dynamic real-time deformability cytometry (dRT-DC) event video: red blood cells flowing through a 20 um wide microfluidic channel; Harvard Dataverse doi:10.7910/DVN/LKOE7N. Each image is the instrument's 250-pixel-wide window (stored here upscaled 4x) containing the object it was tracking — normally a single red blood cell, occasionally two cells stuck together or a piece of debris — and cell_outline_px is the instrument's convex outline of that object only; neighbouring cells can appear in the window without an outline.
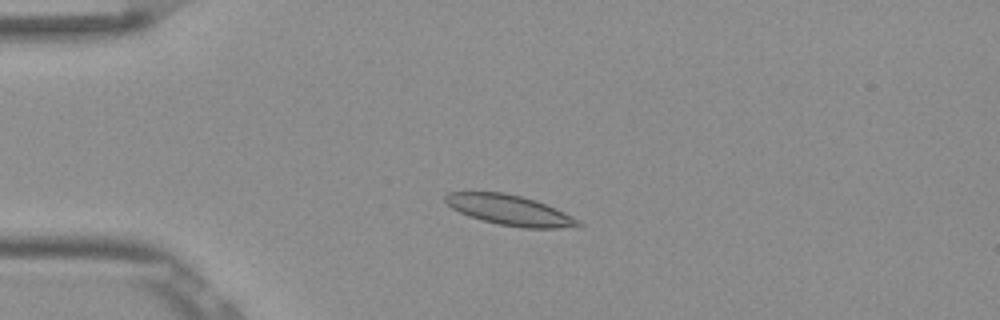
{"species": "Egyptian fruit bat (a non-hibernating species)", "species_latin": "Rousettus aegyptiacus", "temperature_condition": "room temperature", "stored_images_in_passage": 52, "camera_frame_rate_fps": 3000, "um_per_image_px": 0.085, "frame": {"image": 1, "passage_image": 12, "time_ms": 3.667, "image_size_px": [1000, 320], "cell_outline_px": [[584, 224], [580, 228], [524, 228], [500, 224], [468, 216], [452, 208], [444, 200], [444, 196], [448, 192], [504, 192], [536, 200], [564, 212], [580, 220]], "centroid_in_image_um": [43.39, 17.87], "position_along_channel_um": 41.6, "area_um2": 23.47}}
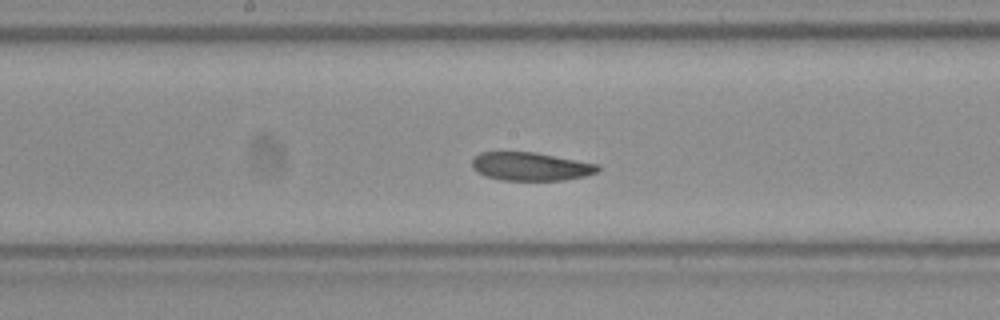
{"frame": {"image": 2, "passage_image": 27, "time_ms": 8.667, "image_size_px": [1000, 320], "cell_outline_px": [[600, 168], [596, 172], [584, 176], [564, 180], [500, 180], [476, 172], [472, 168], [472, 156], [480, 152], [536, 152], [600, 164]], "centroid_in_image_um": [45.09, 14.14], "position_along_channel_um": 203.1, "area_um2": 20.92}}
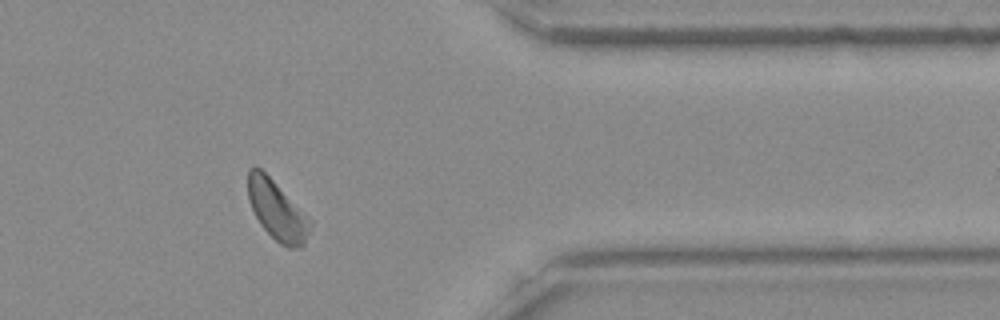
{"frame": {"image": 3, "passage_image": 43, "time_ms": 14.0, "image_size_px": [1000, 320], "cell_outline_px": [[312, 224], [304, 244], [300, 248], [288, 248], [280, 244], [260, 224], [248, 200], [248, 168], [252, 164], [256, 164], [312, 220]], "centroid_in_image_um": [23.54, 17.87], "position_along_channel_um": 387.9, "area_um2": 21.33}}